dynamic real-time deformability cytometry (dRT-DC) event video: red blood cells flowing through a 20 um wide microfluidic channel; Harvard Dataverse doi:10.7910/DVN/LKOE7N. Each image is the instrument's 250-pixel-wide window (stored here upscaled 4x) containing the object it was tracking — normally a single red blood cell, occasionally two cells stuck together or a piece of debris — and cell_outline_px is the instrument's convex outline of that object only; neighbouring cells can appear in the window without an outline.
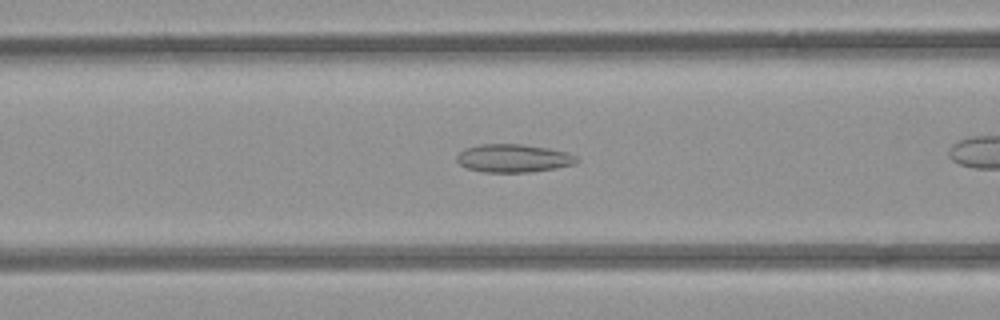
{"species": "common noctule bat (a hibernating species)", "species_latin": "Nyctalus noctula", "temperature_condition": "room temperature", "stored_images_in_passage": 13, "camera_frame_rate_fps": 3000, "um_per_image_px": 0.085, "animal": {"sex": "female", "body_mass_g": 21.9}, "frame": {"image": 1, "passage_image": 11, "time_ms": 3.333, "image_size_px": [1000, 320], "cell_outline_px": [[580, 160], [576, 164], [556, 168], [528, 172], [484, 172], [468, 168], [460, 164], [456, 160], [456, 156], [464, 148], [480, 144], [520, 144], [548, 148], [564, 152], [576, 156]], "centroid_in_image_um": [43.63, 13.45], "position_along_channel_um": 123.0, "area_um2": 19.59}}